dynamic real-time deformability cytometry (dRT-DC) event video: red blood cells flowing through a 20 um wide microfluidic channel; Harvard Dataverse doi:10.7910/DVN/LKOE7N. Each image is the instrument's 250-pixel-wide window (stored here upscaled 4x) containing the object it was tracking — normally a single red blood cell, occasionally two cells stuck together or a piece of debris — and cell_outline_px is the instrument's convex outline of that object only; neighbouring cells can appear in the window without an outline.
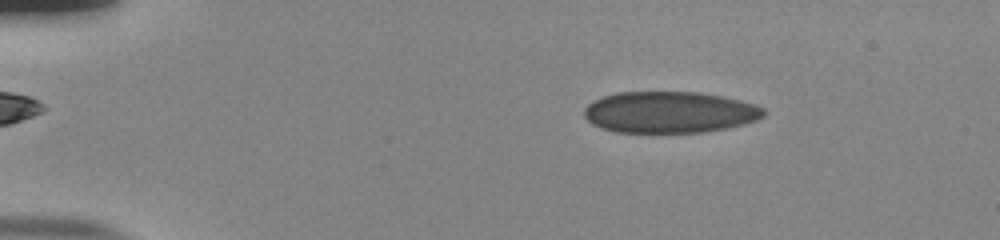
{"species": "human", "species_latin": "Homo sapiens", "temperature_condition": "room temperature", "stored_images_in_passage": 53, "camera_frame_rate_fps": 3000, "um_per_image_px": 0.085, "donor": {"sex": "male"}, "frame": {"image": 1, "passage_image": 8, "time_ms": 2.333, "image_size_px": [1000, 240], "cell_outline_px": [[768, 112], [764, 116], [756, 120], [744, 124], [728, 128], [704, 132], [616, 132], [592, 124], [584, 116], [584, 108], [592, 100], [616, 92], [696, 92], [724, 96], [756, 104], [764, 108]], "centroid_in_image_um": [56.95, 9.53], "position_along_channel_um": 28.1, "area_um2": 43.58}}
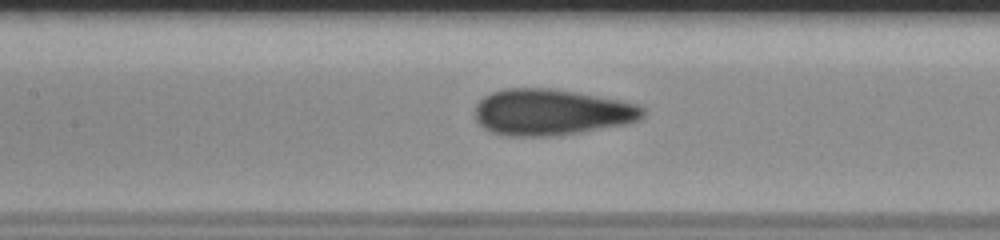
{"frame": {"image": 2, "passage_image": 25, "time_ms": 8.0, "image_size_px": [1000, 240], "cell_outline_px": [[644, 116], [640, 120], [628, 124], [556, 136], [504, 136], [488, 132], [476, 120], [476, 104], [484, 96], [492, 92], [504, 88], [548, 88], [576, 92], [620, 100], [640, 104], [644, 108]], "centroid_in_image_um": [46.88, 9.54], "position_along_channel_um": 160.5, "area_um2": 45.6}}
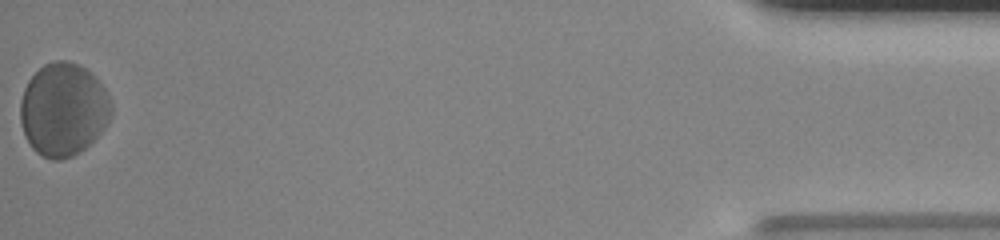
{"frame": {"image": 3, "passage_image": 53, "time_ms": 17.333, "image_size_px": [1000, 240], "cell_outline_px": [[112, 112], [104, 128], [80, 152], [72, 156], [60, 160], [52, 160], [36, 152], [32, 148], [24, 136], [20, 120], [20, 100], [24, 88], [28, 80], [44, 64], [56, 60], [68, 60], [80, 64], [96, 76], [104, 88], [112, 104]], "centroid_in_image_um": [5.37, 9.29], "position_along_channel_um": 429.8, "area_um2": 49.53}, "authors_computed_cell_mechanics": {"area_um2": 45.2574, "velocity_mm_per_s": 3.7926, "shape_relaxation_time_tau1_ms": 4.6408, "shape_relaxation_time_tau2_ms": 0.9623, "deformation_change_tau1": 0.0968, "deformation_change_tau2": 0.0462}}